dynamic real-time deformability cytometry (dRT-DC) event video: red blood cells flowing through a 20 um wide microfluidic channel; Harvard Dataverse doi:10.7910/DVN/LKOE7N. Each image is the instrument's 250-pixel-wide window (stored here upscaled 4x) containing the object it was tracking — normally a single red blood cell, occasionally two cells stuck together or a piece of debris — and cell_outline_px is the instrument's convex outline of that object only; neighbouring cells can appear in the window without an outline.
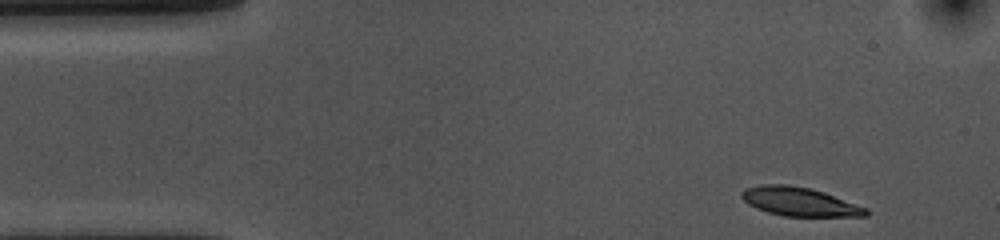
{"species": "common noctule bat (a hibernating species)", "species_latin": "Nyctalus noctula", "temperature_condition": "cold", "stored_images_in_passage": 42, "camera_frame_rate_fps": 3000, "um_per_image_px": 0.085, "animal": {"sex": "female", "body_mass_g": 10.0, "forearm_length_mm": 53.1}, "frame": {"image": 1, "passage_image": 1, "time_ms": 0.0, "image_size_px": [1000, 240], "cell_outline_px": [[868, 216], [784, 216], [768, 212], [756, 208], [748, 204], [740, 196], [740, 192], [744, 188], [760, 184], [788, 184], [808, 188], [824, 192], [868, 208]], "centroid_in_image_um": [67.93, 17.13], "position_along_channel_um": 17.1, "area_um2": 20.87}}
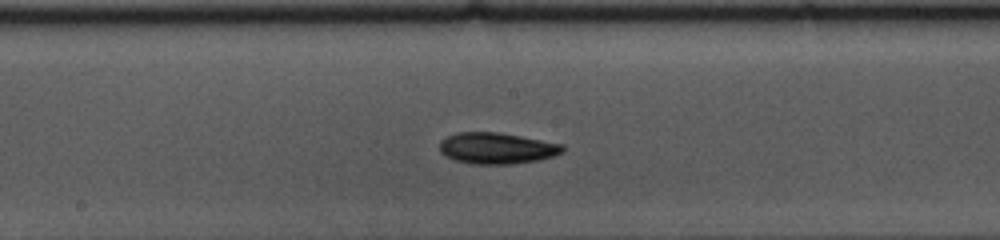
{"frame": {"image": 2, "passage_image": 23, "time_ms": 7.333, "image_size_px": [1000, 240], "cell_outline_px": [[564, 152], [540, 160], [512, 164], [472, 164], [456, 160], [440, 152], [440, 140], [456, 132], [496, 132], [520, 136], [564, 144]], "centroid_in_image_um": [42.25, 12.6], "position_along_channel_um": 206.0, "area_um2": 22.37}}
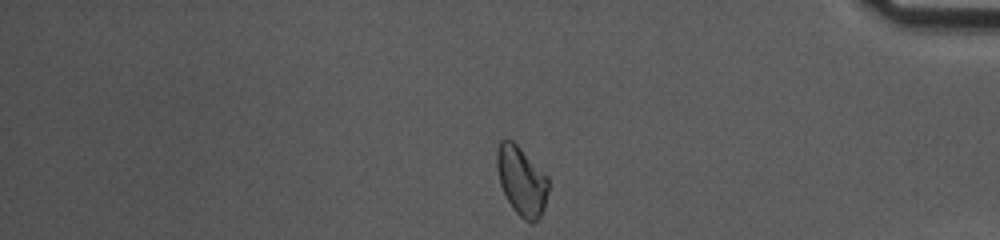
{"frame": {"image": 3, "passage_image": 41, "time_ms": 13.333, "image_size_px": [1000, 240], "cell_outline_px": [[548, 188], [544, 208], [540, 216], [532, 224], [528, 224], [512, 208], [500, 184], [496, 168], [496, 152], [500, 140], [512, 140], [548, 176]], "centroid_in_image_um": [44.32, 15.39], "position_along_channel_um": 390.9, "area_um2": 20.63}, "authors_computed_cell_mechanics": {"area_um2": 21.097, "velocity_mm_per_s": 3.5977, "shape_relaxation_time_tau1_ms": 3.5212, "shape_relaxation_time_tau2_ms": 5.5638, "deformation_change_tau1": 0.1236, "deformation_change_tau2": 0.1074}}